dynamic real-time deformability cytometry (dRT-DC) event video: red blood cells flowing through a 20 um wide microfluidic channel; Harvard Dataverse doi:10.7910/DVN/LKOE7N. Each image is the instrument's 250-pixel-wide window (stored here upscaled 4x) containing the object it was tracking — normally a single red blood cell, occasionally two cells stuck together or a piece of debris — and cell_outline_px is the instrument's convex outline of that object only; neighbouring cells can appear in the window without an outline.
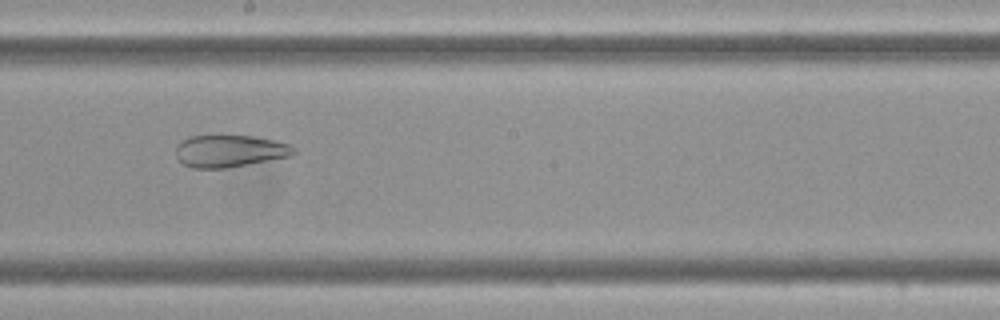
{"species": "Egyptian fruit bat (a non-hibernating species)", "species_latin": "Rousettus aegyptiacus", "temperature_condition": "cold", "stored_images_in_passage": 58, "camera_frame_rate_fps": 3000, "um_per_image_px": 0.085, "frame": {"image": 1, "passage_image": 33, "time_ms": 10.667, "image_size_px": [1000, 320], "cell_outline_px": [[296, 152], [292, 156], [224, 168], [192, 168], [184, 164], [176, 156], [176, 148], [184, 140], [192, 136], [212, 132], [252, 136], [272, 140], [288, 144], [296, 148]], "centroid_in_image_um": [19.51, 12.79], "position_along_channel_um": 228.7, "area_um2": 22.54}}
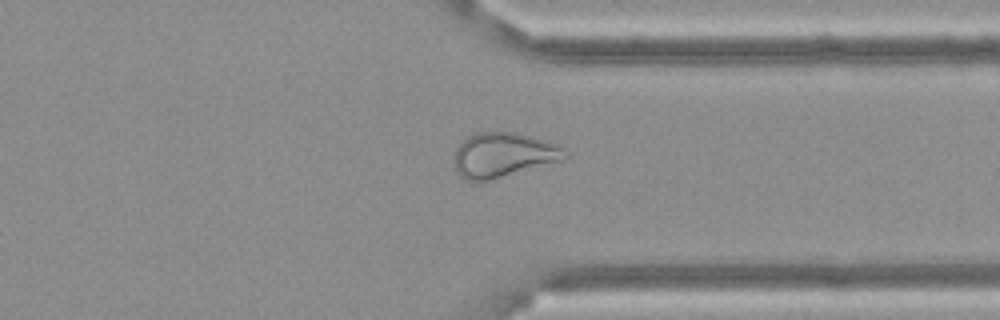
{"frame": {"image": 2, "passage_image": 45, "time_ms": 14.667, "image_size_px": [1000, 320], "cell_outline_px": [[568, 156], [564, 160], [488, 180], [464, 180], [456, 172], [452, 164], [456, 148], [464, 136], [476, 132], [516, 132], [532, 136], [556, 144], [564, 148], [568, 152]], "centroid_in_image_um": [42.74, 13.15], "position_along_channel_um": 368.7, "area_um2": 29.13}}
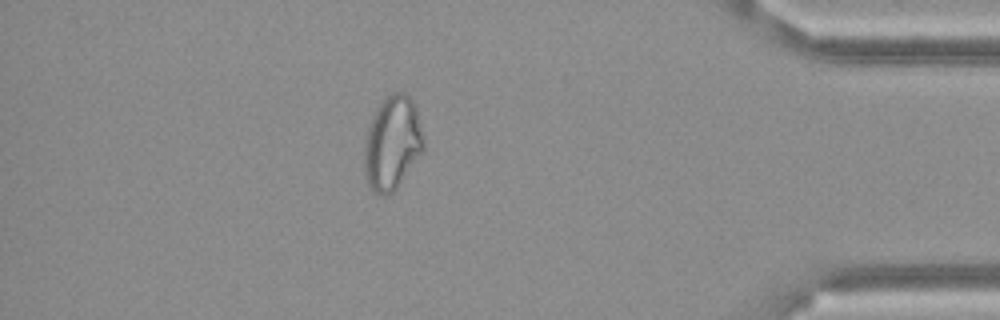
{"frame": {"image": 3, "passage_image": 51, "time_ms": 16.667, "image_size_px": [1000, 320], "cell_outline_px": [[424, 152], [396, 188], [392, 192], [384, 196], [380, 196], [368, 184], [364, 176], [364, 144], [368, 128], [372, 116], [376, 108], [392, 92], [408, 92], [416, 108], [424, 144]], "centroid_in_image_um": [33.34, 12.16], "position_along_channel_um": 401.9, "area_um2": 32.48}}